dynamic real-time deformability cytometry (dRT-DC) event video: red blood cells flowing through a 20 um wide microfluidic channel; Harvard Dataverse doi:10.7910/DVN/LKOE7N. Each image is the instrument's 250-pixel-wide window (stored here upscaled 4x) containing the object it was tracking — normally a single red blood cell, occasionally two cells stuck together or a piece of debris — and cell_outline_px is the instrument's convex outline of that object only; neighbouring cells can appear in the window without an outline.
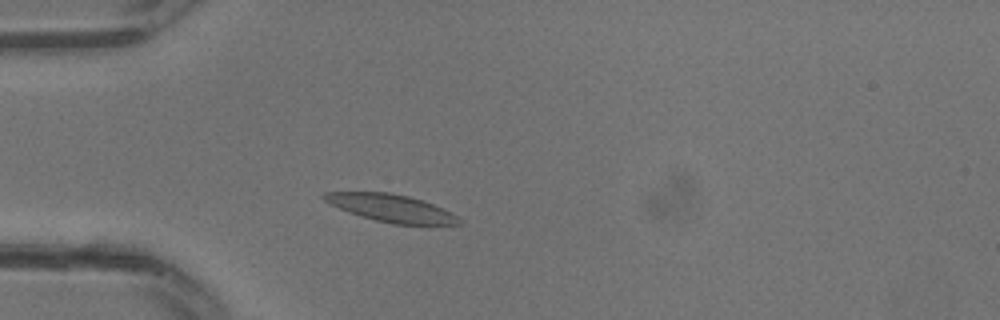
{"species": "common noctule bat (a hibernating species)", "species_latin": "Nyctalus noctula", "temperature_condition": "warm", "stored_images_in_passage": 21, "camera_frame_rate_fps": 3000, "um_per_image_px": 0.085, "animal": {"sex": "male", "body_mass_g": 13.3}, "frame": {"image": 1, "passage_image": 5, "time_ms": 1.333, "image_size_px": [1000, 320], "cell_outline_px": [[460, 224], [392, 224], [360, 216], [340, 208], [324, 200], [320, 196], [324, 192], [388, 192], [408, 196], [432, 204], [452, 212], [460, 220]], "centroid_in_image_um": [33.22, 17.68], "position_along_channel_um": 51.8, "area_um2": 21.21}}
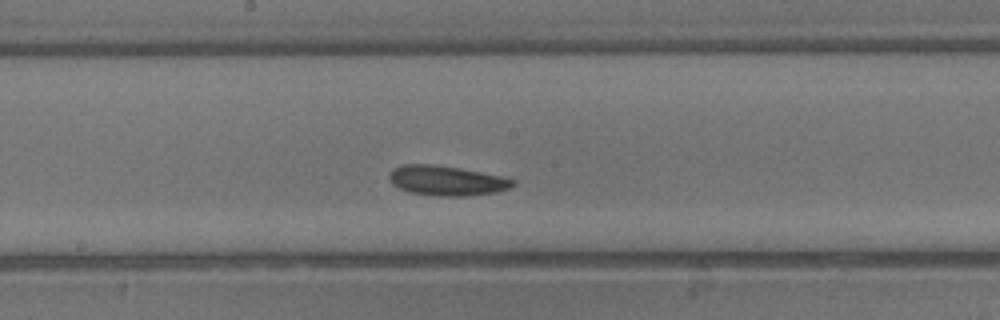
{"frame": {"image": 2, "passage_image": 13, "time_ms": 4.0, "image_size_px": [1000, 320], "cell_outline_px": [[516, 184], [508, 188], [496, 192], [464, 196], [440, 196], [408, 192], [392, 184], [388, 180], [388, 176], [392, 168], [400, 164], [432, 164], [460, 168], [504, 176], [516, 180]], "centroid_in_image_um": [37.94, 15.34], "position_along_channel_um": 210.3, "area_um2": 21.73}}
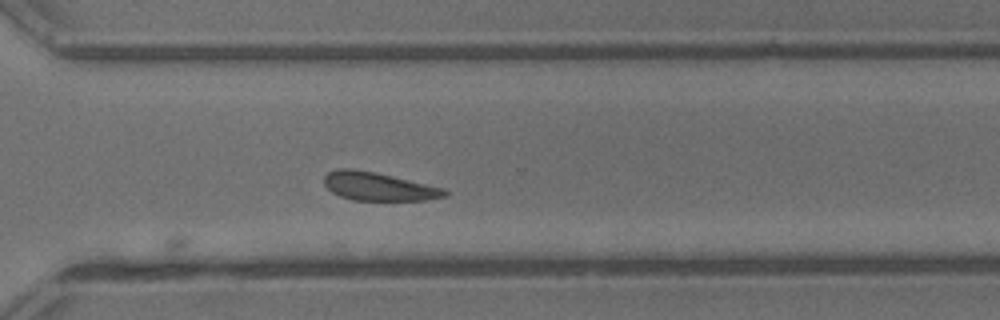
{"frame": {"image": 3, "passage_image": 19, "time_ms": 6.0, "image_size_px": [1000, 320], "cell_outline_px": [[448, 196], [424, 200], [352, 200], [340, 196], [332, 192], [324, 184], [324, 176], [328, 172], [336, 168], [352, 168], [376, 172], [444, 188], [448, 192]], "centroid_in_image_um": [32.15, 15.84], "position_along_channel_um": 338.4, "area_um2": 19.94}}